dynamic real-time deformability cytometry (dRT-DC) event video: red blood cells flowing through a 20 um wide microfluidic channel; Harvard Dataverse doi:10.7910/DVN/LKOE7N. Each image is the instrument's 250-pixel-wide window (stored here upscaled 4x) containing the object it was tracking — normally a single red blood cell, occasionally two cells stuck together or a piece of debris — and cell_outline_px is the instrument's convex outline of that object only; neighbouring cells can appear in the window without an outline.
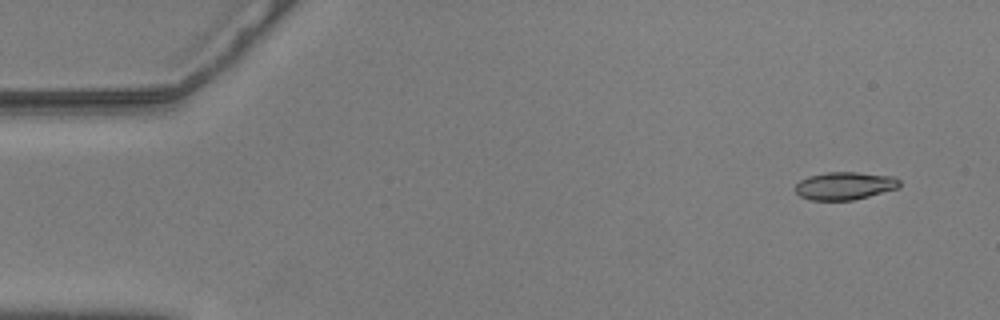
{"species": "common noctule bat (a hibernating species)", "species_latin": "Nyctalus noctula", "temperature_condition": "warm", "stored_images_in_passage": 54, "camera_frame_rate_fps": 3000, "um_per_image_px": 0.085, "animal": {"sex": "male", "body_mass_g": 20.5, "forearm_length_mm": 52.5}, "frame": {"image": 1, "passage_image": 1, "time_ms": 0.0, "image_size_px": [1000, 320], "cell_outline_px": [[900, 184], [896, 188], [868, 196], [852, 200], [808, 200], [800, 196], [796, 192], [796, 184], [800, 180], [808, 176], [828, 172], [856, 172], [892, 176], [900, 180]], "centroid_in_image_um": [71.76, 15.79], "position_along_channel_um": 13.2, "area_um2": 16.7}}
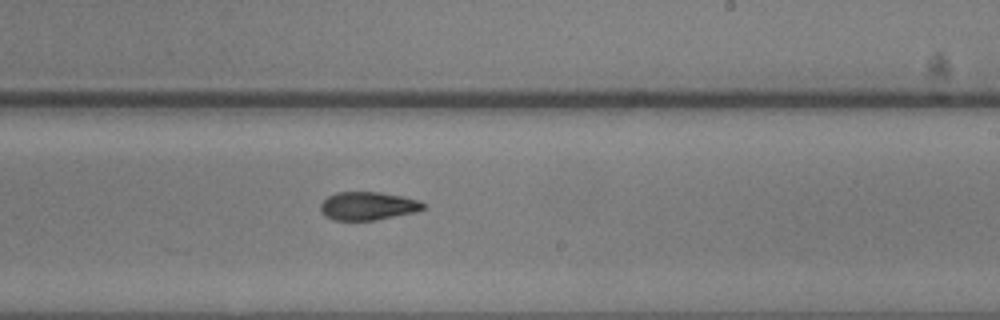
{"frame": {"image": 2, "passage_image": 31, "time_ms": 10.0, "image_size_px": [1000, 320], "cell_outline_px": [[424, 208], [416, 212], [376, 220], [332, 220], [324, 216], [320, 212], [320, 204], [328, 196], [336, 192], [380, 192], [420, 200], [424, 204]], "centroid_in_image_um": [31.24, 17.51], "position_along_channel_um": 257.8, "area_um2": 16.99}}
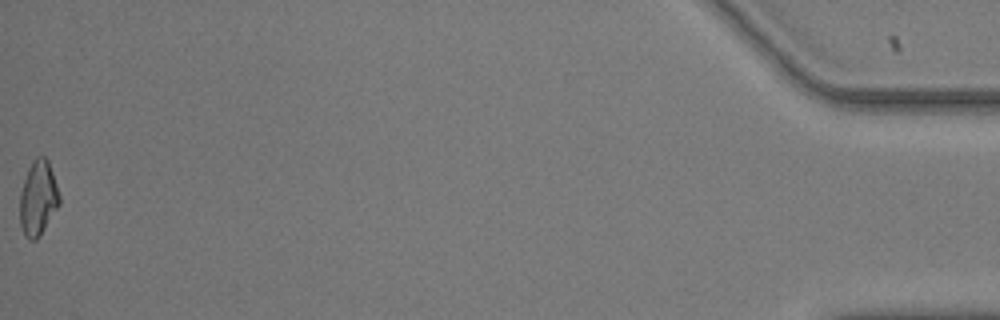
{"frame": {"image": 3, "passage_image": 54, "time_ms": 17.667, "image_size_px": [1000, 320], "cell_outline_px": [[60, 204], [40, 236], [36, 240], [28, 240], [20, 224], [20, 192], [28, 168], [32, 160], [36, 156], [44, 156], [48, 160], [60, 196]], "centroid_in_image_um": [3.24, 16.84], "position_along_channel_um": 432.0, "area_um2": 17.22}, "authors_computed_cell_mechanics": {"area_um2": 17.1955, "velocity_mm_per_s": 3.5839, "shape_relaxation_time_tau1_ms": 7.7022, "shape_relaxation_time_tau2_ms": 3.8531, "deformation_change_tau1": 0.159, "deformation_change_tau2": 0.1142}}